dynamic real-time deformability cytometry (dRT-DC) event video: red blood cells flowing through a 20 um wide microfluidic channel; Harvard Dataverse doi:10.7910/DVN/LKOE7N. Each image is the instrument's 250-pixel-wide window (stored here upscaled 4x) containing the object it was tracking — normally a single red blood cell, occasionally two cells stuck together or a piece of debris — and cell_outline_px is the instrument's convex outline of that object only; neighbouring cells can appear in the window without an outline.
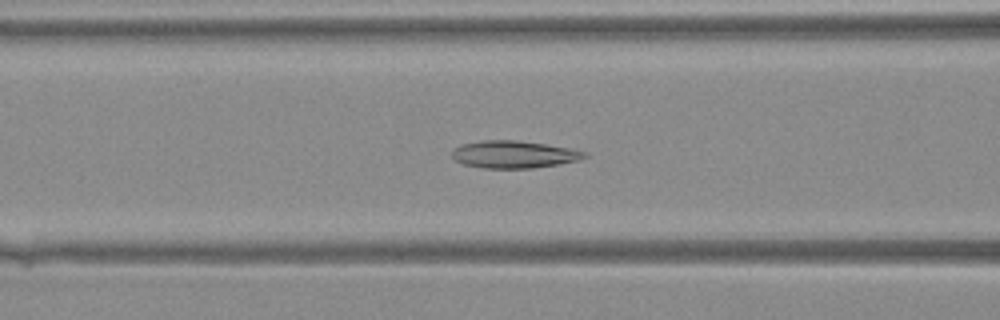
{"species": "Egyptian fruit bat (a non-hibernating species)", "species_latin": "Rousettus aegyptiacus", "temperature_condition": "warm", "stored_images_in_passage": 42, "camera_frame_rate_fps": 3000, "um_per_image_px": 0.085, "animal": {"sex": "female"}, "frame": {"image": 1, "passage_image": 18, "time_ms": 5.667, "image_size_px": [1000, 320], "cell_outline_px": [[588, 156], [580, 160], [560, 164], [532, 168], [484, 168], [464, 164], [456, 160], [452, 156], [452, 148], [460, 144], [484, 140], [516, 140], [544, 144], [568, 148], [584, 152]], "centroid_in_image_um": [43.65, 13.12], "position_along_channel_um": 122.9, "area_um2": 21.04}}
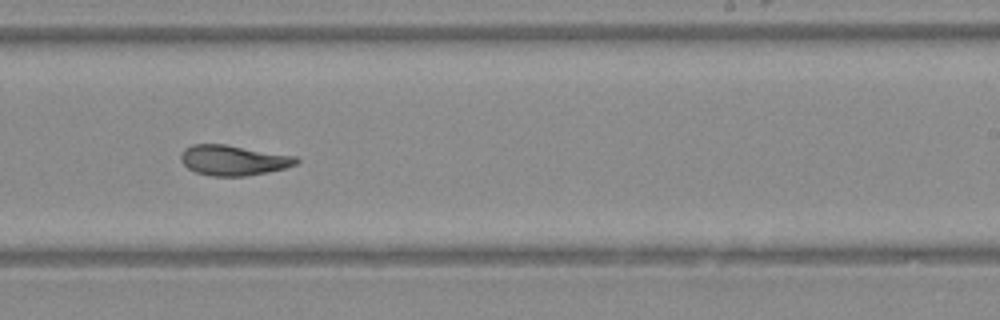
{"frame": {"image": 2, "passage_image": 27, "time_ms": 8.667, "image_size_px": [1000, 320], "cell_outline_px": [[300, 160], [296, 164], [284, 168], [268, 172], [244, 176], [212, 176], [196, 172], [188, 168], [180, 160], [180, 156], [184, 148], [192, 144], [224, 144], [296, 156]], "centroid_in_image_um": [19.82, 13.62], "position_along_channel_um": 269.2, "area_um2": 20.29}}
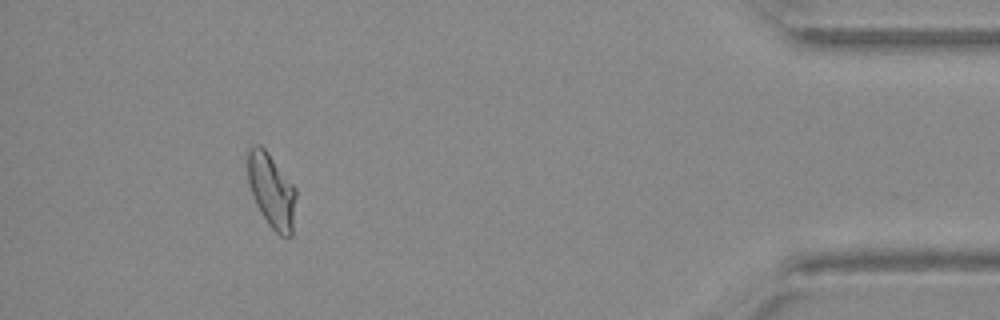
{"frame": {"image": 3, "passage_image": 39, "time_ms": 12.667, "image_size_px": [1000, 320], "cell_outline_px": [[296, 196], [292, 236], [280, 236], [268, 224], [256, 204], [248, 184], [248, 148], [252, 144], [260, 144], [268, 152], [296, 188]], "centroid_in_image_um": [23.08, 16.19], "position_along_channel_um": 412.1, "area_um2": 20.92}}